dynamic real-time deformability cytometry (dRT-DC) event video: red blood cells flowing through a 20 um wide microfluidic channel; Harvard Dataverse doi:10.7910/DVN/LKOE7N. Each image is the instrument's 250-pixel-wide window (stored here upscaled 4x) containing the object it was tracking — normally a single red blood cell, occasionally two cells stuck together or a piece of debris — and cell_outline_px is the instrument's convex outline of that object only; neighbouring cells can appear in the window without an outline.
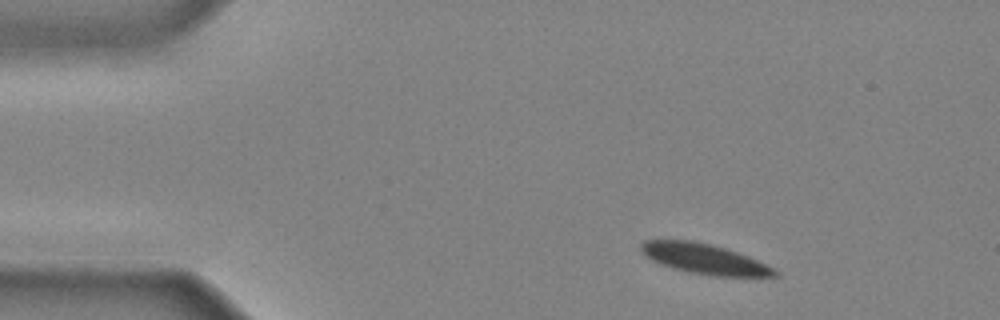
{"species": "common noctule bat (a hibernating species)", "species_latin": "Nyctalus noctula", "temperature_condition": "cold", "stored_images_in_passage": 38, "camera_frame_rate_fps": 3000, "um_per_image_px": 0.085, "animal": {"sex": "male", "body_mass_g": 20.4}, "frame": {"image": 1, "passage_image": 1, "time_ms": 0.0, "image_size_px": [1000, 320], "cell_outline_px": [[780, 276], [712, 276], [688, 272], [672, 268], [660, 264], [644, 256], [640, 252], [640, 244], [644, 240], [692, 240], [712, 244], [748, 256], [780, 272]], "centroid_in_image_um": [59.81, 22.0], "position_along_channel_um": 25.2, "area_um2": 23.52}}
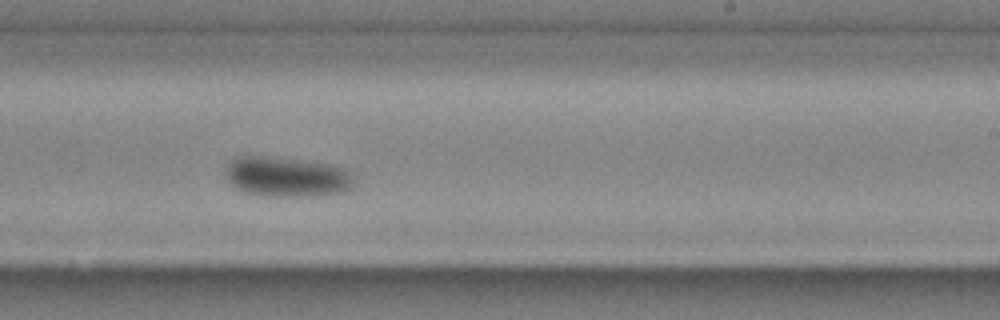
{"frame": {"image": 2, "passage_image": 22, "time_ms": 7.0, "image_size_px": [1000, 320], "cell_outline_px": [[352, 188], [344, 192], [312, 196], [264, 196], [244, 192], [236, 188], [228, 180], [224, 172], [224, 168], [236, 156], [272, 156], [304, 160], [328, 164], [348, 168], [352, 176]], "centroid_in_image_um": [24.36, 15.02], "position_along_channel_um": 264.6, "area_um2": 30.35}}
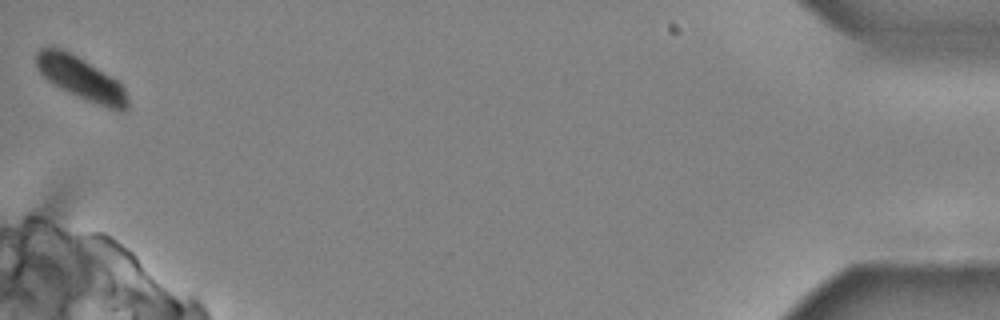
{"frame": {"image": 3, "passage_image": 38, "time_ms": 12.333, "image_size_px": [1000, 320], "cell_outline_px": [[128, 108], [124, 112], [120, 112], [76, 96], [52, 84], [40, 72], [36, 64], [36, 52], [40, 48], [48, 44], [72, 52], [120, 80], [128, 96]], "centroid_in_image_um": [6.91, 6.63], "position_along_channel_um": 428.3, "area_um2": 23.41}}